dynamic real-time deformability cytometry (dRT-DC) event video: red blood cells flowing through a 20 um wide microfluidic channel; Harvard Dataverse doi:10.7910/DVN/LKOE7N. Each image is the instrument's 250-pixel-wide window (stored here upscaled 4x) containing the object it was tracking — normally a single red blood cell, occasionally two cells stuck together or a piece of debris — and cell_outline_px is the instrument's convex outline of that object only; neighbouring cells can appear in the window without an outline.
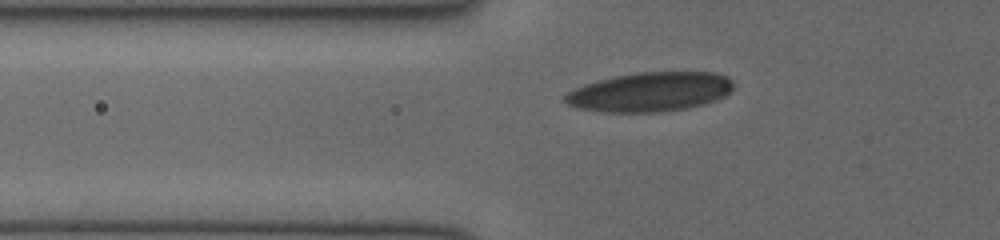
{"species": "human", "species_latin": "Homo sapiens", "temperature_condition": "cold", "stored_images_in_passage": 35, "camera_frame_rate_fps": 3000, "um_per_image_px": 0.085, "donor": {"sex": "female"}, "frame": {"image": 1, "passage_image": 5, "time_ms": 1.333, "image_size_px": [1000, 240], "cell_outline_px": [[732, 88], [724, 96], [716, 100], [704, 104], [688, 108], [660, 112], [604, 112], [580, 108], [568, 104], [564, 100], [564, 96], [568, 92], [584, 84], [616, 76], [636, 72], [716, 72], [728, 76], [732, 80]], "centroid_in_image_um": [55.28, 7.81], "position_along_channel_um": 70.5, "area_um2": 38.49}}
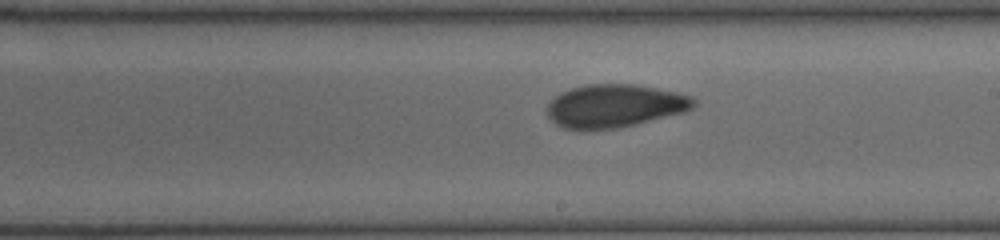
{"frame": {"image": 2, "passage_image": 17, "time_ms": 5.333, "image_size_px": [1000, 240], "cell_outline_px": [[696, 104], [692, 108], [684, 112], [632, 124], [612, 128], [564, 128], [556, 124], [548, 116], [548, 100], [560, 92], [572, 88], [588, 84], [636, 84], [676, 92], [692, 96], [696, 100]], "centroid_in_image_um": [52.24, 8.96], "position_along_channel_um": 236.8, "area_um2": 36.24}}
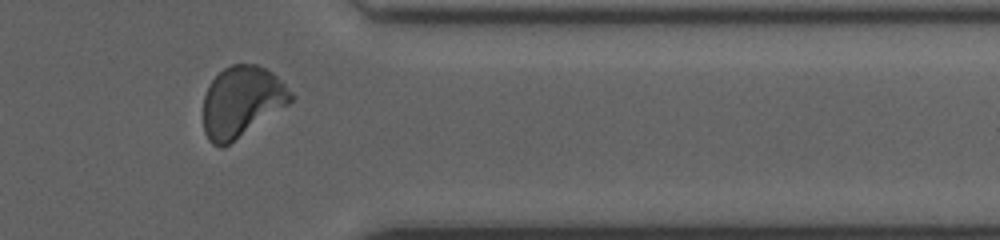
{"frame": {"image": 3, "passage_image": 28, "time_ms": 9.0, "image_size_px": [1000, 240], "cell_outline_px": [[296, 96], [288, 104], [224, 148], [220, 148], [212, 144], [208, 140], [204, 132], [204, 96], [208, 84], [224, 68], [232, 64], [256, 64], [272, 72]], "centroid_in_image_um": [20.52, 8.65], "position_along_channel_um": 390.9, "area_um2": 36.07}}